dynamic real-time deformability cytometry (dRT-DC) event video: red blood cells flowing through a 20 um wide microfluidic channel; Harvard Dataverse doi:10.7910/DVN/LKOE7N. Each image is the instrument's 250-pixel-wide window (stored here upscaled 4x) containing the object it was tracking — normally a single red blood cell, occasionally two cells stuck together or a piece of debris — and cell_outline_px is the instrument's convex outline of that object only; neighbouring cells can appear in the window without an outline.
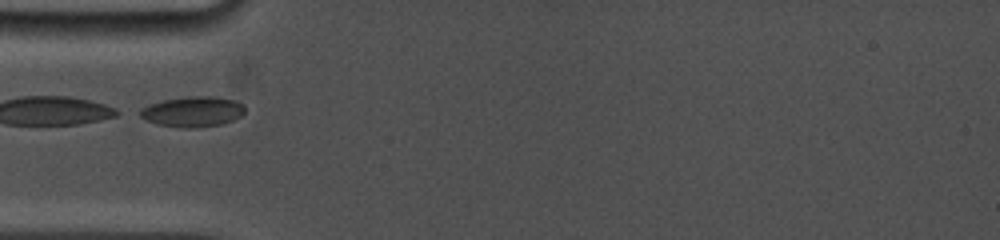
{"species": "common noctule bat (a hibernating species)", "species_latin": "Nyctalus noctula", "temperature_condition": "cold", "stored_images_in_passage": 3, "camera_frame_rate_fps": 5000, "um_per_image_px": 0.085, "animal": {"sex": "female", "body_mass_g": 19.0, "forearm_length_mm": 53.3}, "frame": {"image": 1, "passage_image": 1, "time_ms": 0.0, "image_size_px": [1000, 240], "cell_outline_px": [[244, 112], [240, 116], [224, 124], [192, 128], [184, 128], [156, 124], [132, 112], [148, 104], [164, 100], [188, 96], [216, 96], [236, 100], [244, 104]], "centroid_in_image_um": [16.34, 9.48], "position_along_channel_um": 68.7, "area_um2": 18.9}}